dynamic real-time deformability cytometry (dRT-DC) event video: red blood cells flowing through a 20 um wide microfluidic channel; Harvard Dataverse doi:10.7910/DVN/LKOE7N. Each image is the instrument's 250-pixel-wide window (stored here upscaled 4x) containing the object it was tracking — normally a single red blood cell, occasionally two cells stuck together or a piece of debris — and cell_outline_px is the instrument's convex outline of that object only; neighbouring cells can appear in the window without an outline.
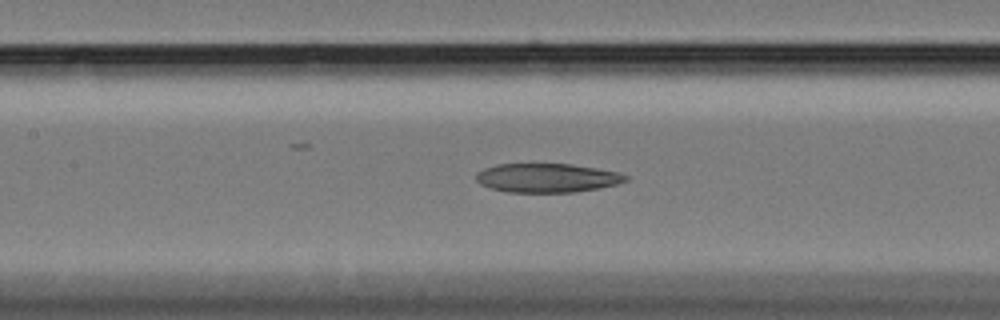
{"species": "Egyptian fruit bat (a non-hibernating species)", "species_latin": "Rousettus aegyptiacus", "temperature_condition": "cold", "stored_images_in_passage": 50, "camera_frame_rate_fps": 3000, "um_per_image_px": 0.085, "animal": {"sex": "female"}, "frame": {"image": 1, "passage_image": 26, "time_ms": 8.333, "image_size_px": [1000, 320], "cell_outline_px": [[628, 180], [616, 184], [600, 188], [576, 192], [508, 192], [492, 188], [480, 184], [476, 180], [476, 172], [484, 168], [496, 164], [572, 164], [620, 172], [628, 176]], "centroid_in_image_um": [46.51, 15.12], "position_along_channel_um": 160.9, "area_um2": 25.32}}
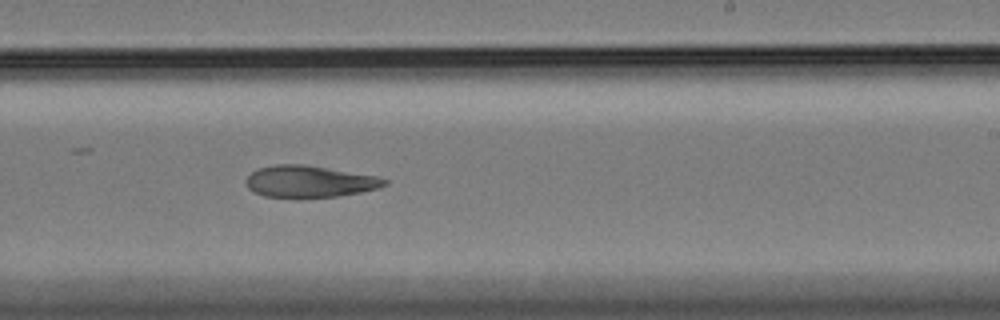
{"frame": {"image": 2, "passage_image": 35, "time_ms": 11.333, "image_size_px": [1000, 320], "cell_outline_px": [[388, 184], [380, 188], [340, 196], [300, 200], [296, 200], [264, 196], [252, 192], [248, 188], [244, 180], [252, 172], [260, 168], [276, 164], [304, 164], [376, 176], [388, 180]], "centroid_in_image_um": [26.27, 15.47], "position_along_channel_um": 262.7, "area_um2": 26.41}}
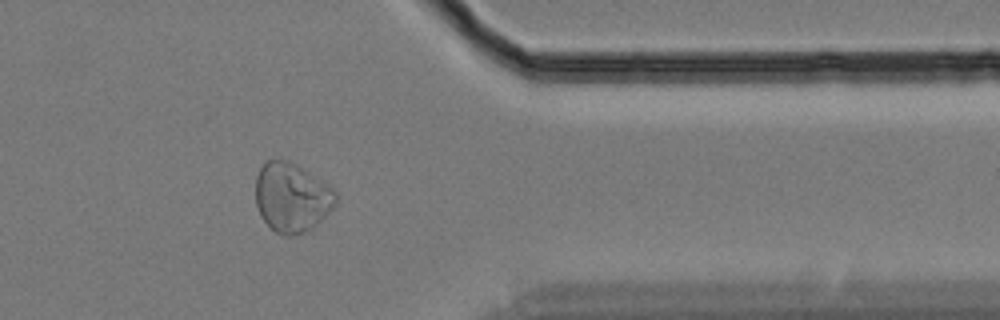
{"frame": {"image": 3, "passage_image": 47, "time_ms": 15.333, "image_size_px": [1000, 320], "cell_outline_px": [[336, 200], [332, 208], [312, 228], [304, 232], [292, 236], [284, 236], [276, 232], [260, 216], [256, 204], [256, 176], [260, 168], [268, 160], [288, 160], [296, 164], [332, 188], [336, 192]], "centroid_in_image_um": [24.77, 16.79], "position_along_channel_um": 386.6, "area_um2": 31.91}}